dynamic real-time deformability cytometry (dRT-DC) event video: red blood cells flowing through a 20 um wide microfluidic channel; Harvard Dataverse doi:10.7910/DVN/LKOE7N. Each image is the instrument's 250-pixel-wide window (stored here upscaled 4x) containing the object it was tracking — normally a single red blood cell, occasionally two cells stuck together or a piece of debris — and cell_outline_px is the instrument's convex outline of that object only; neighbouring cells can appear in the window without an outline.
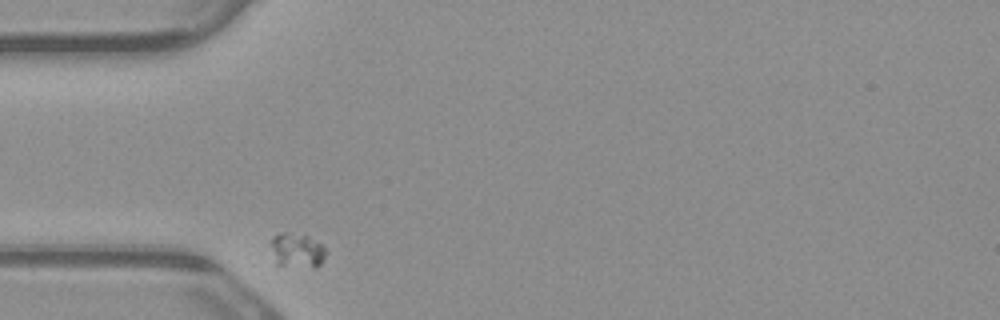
{"species": "common noctule bat (a hibernating species)", "species_latin": "Nyctalus noctula", "temperature_condition": "warm", "stored_images_in_passage": 6, "camera_frame_rate_fps": 3000, "um_per_image_px": 0.085, "animal": {"sex": "male", "body_mass_g": 23.1, "forearm_length_mm": 52.7}, "frame": {"image": 1, "passage_image": 1, "time_ms": 0.0, "image_size_px": [1000, 320], "cell_outline_px": [[324, 256], [320, 264], [316, 268], [276, 268], [268, 240], [272, 236], [280, 232], [288, 232], [308, 236], [320, 244], [324, 248]], "centroid_in_image_um": [25.12, 21.34], "position_along_channel_um": 59.9, "area_um2": 11.79}}
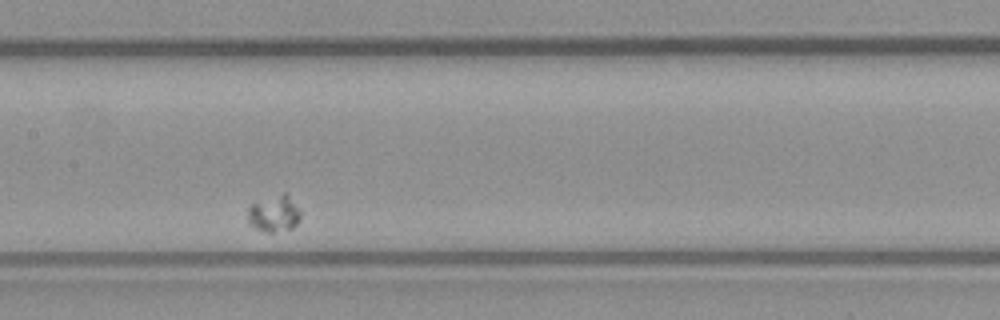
{"frame": {"image": 2, "passage_image": 4, "time_ms": 1.0, "image_size_px": [1000, 320], "cell_outline_px": [[300, 220], [292, 228], [272, 232], [264, 232], [248, 224], [248, 208], [252, 204], [284, 192], [288, 196], [300, 212]], "centroid_in_image_um": [23.28, 18.19], "position_along_channel_um": 184.1, "area_um2": 10.92}}
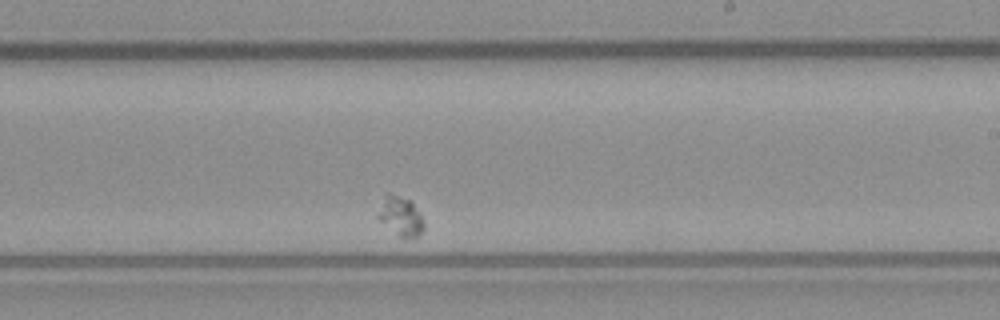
{"frame": {"image": 3, "passage_image": 6, "time_ms": 1.667, "image_size_px": [1000, 320], "cell_outline_px": [[424, 228], [420, 236], [400, 236], [380, 220], [376, 216], [384, 196], [388, 192], [412, 200], [420, 212], [424, 220]], "centroid_in_image_um": [34.09, 18.32], "position_along_channel_um": 254.9, "area_um2": 10.4}}